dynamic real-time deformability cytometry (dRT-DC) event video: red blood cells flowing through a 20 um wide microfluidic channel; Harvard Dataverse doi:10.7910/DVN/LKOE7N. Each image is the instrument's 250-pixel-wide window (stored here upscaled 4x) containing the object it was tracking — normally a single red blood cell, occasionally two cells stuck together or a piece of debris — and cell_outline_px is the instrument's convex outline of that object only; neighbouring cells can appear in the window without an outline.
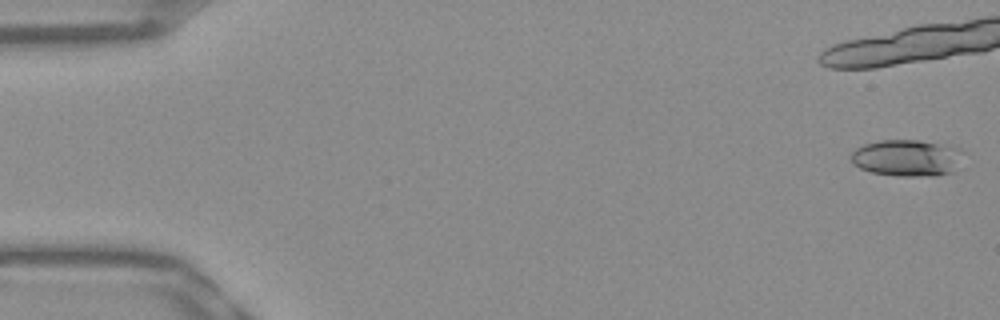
{"species": "Egyptian fruit bat (a non-hibernating species)", "species_latin": "Rousettus aegyptiacus", "temperature_condition": "warm", "stored_images_in_passage": 14, "camera_frame_rate_fps": 3000, "um_per_image_px": 0.085, "frame": {"image": 1, "passage_image": 1, "time_ms": 0.0, "image_size_px": [1000, 320], "cell_outline_px": [[960, 148], [952, 172], [936, 176], [896, 176], [872, 172], [860, 168], [852, 164], [852, 152], [856, 148], [864, 144], [880, 140], [920, 140]], "centroid_in_image_um": [76.99, 13.42], "position_along_channel_um": 8.0, "area_um2": 23.47}}